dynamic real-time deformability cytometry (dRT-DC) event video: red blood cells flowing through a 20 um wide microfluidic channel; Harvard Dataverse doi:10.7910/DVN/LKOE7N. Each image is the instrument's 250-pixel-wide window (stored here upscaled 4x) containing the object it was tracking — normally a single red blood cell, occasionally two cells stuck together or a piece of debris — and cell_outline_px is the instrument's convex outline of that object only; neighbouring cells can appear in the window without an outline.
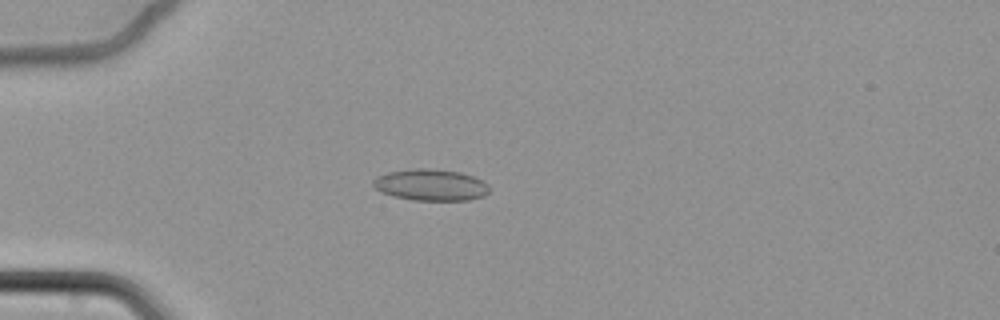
{"species": "common noctule bat (a hibernating species)", "species_latin": "Nyctalus noctula", "temperature_condition": "cold", "stored_images_in_passage": 64, "camera_frame_rate_fps": 3000, "um_per_image_px": 0.085, "animal": {"sex": "female", "body_mass_g": 22.7, "forearm_length_mm": 54.2}, "frame": {"image": 1, "passage_image": 20, "time_ms": 6.333, "image_size_px": [1000, 320], "cell_outline_px": [[488, 192], [484, 196], [468, 200], [412, 200], [392, 196], [380, 192], [372, 184], [372, 180], [376, 176], [388, 172], [412, 168], [424, 168], [460, 172], [472, 176], [488, 184]], "centroid_in_image_um": [36.56, 15.72], "position_along_channel_um": 48.4, "area_um2": 21.33}}
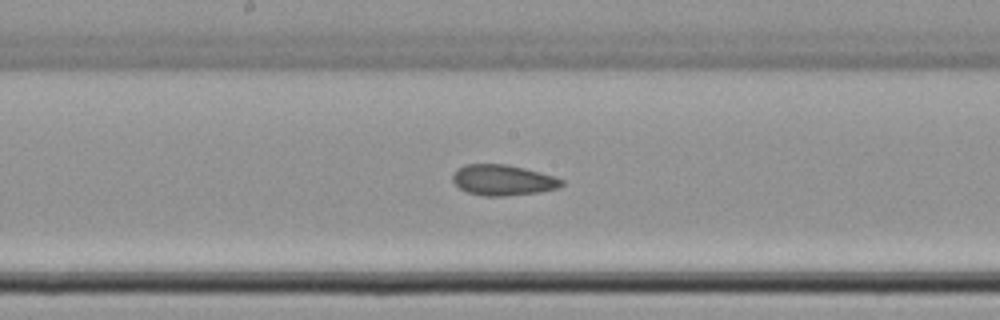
{"frame": {"image": 2, "passage_image": 36, "time_ms": 11.667, "image_size_px": [1000, 320], "cell_outline_px": [[564, 184], [560, 188], [540, 192], [504, 196], [484, 196], [468, 192], [460, 188], [452, 180], [452, 176], [464, 164], [508, 164], [540, 172], [564, 180]], "centroid_in_image_um": [42.78, 15.31], "position_along_channel_um": 205.4, "area_um2": 19.42}}
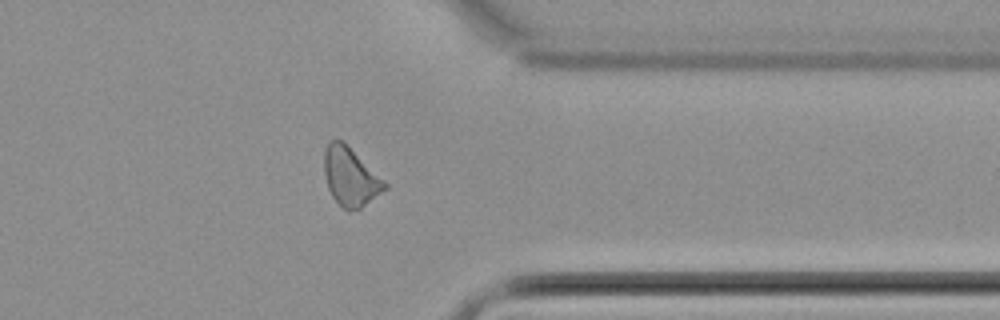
{"frame": {"image": 3, "passage_image": 52, "time_ms": 17.0, "image_size_px": [1000, 320], "cell_outline_px": [[388, 188], [360, 208], [348, 212], [332, 196], [328, 188], [324, 172], [324, 148], [332, 140], [344, 140], [388, 184]], "centroid_in_image_um": [29.79, 15.0], "position_along_channel_um": 381.6, "area_um2": 20.63}, "authors_computed_cell_mechanics": {"area_um2": 20.3745, "velocity_mm_per_s": 3.4129, "shape_relaxation_time_tau1_ms": null, "shape_relaxation_time_tau2_ms": 5.7414, "deformation_change_tau1": null, "deformation_change_tau2": 0.1195}}